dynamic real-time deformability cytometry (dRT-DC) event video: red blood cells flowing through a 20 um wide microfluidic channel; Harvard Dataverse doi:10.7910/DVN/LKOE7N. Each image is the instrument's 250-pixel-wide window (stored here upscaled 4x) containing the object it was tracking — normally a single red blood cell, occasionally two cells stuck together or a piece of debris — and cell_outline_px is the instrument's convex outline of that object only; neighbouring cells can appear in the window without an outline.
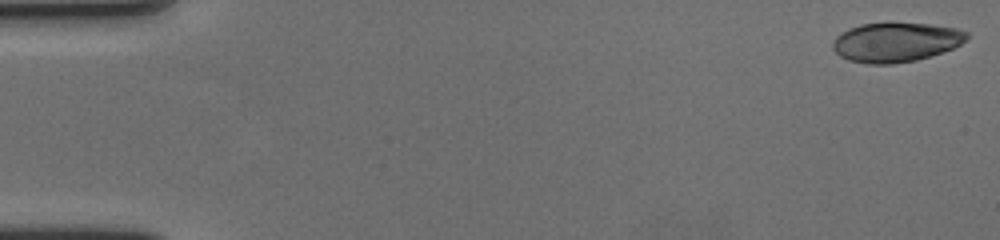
{"species": "human", "species_latin": "Homo sapiens", "temperature_condition": "cold", "stored_images_in_passage": 59, "camera_frame_rate_fps": 3000, "um_per_image_px": 0.085, "donor": {"sex": "female"}, "frame": {"image": 1, "passage_image": 1, "time_ms": 0.0, "image_size_px": [1000, 240], "cell_outline_px": [[968, 36], [960, 44], [952, 48], [916, 60], [892, 64], [868, 64], [848, 60], [840, 56], [832, 48], [832, 44], [836, 36], [840, 32], [848, 28], [860, 24], [888, 20], [928, 24], [956, 28], [968, 32]], "centroid_in_image_um": [76.08, 3.54], "position_along_channel_um": 8.9, "area_um2": 31.39}}
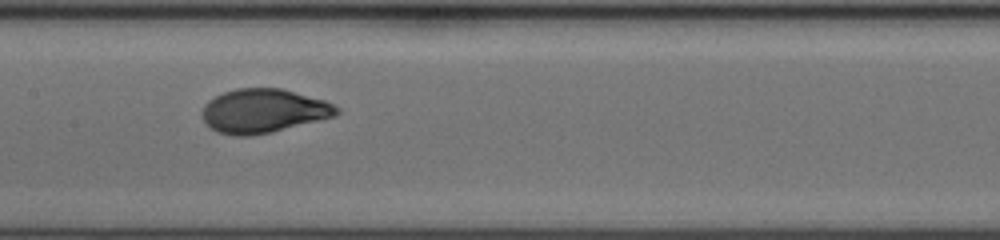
{"frame": {"image": 2, "passage_image": 30, "time_ms": 9.667, "image_size_px": [1000, 240], "cell_outline_px": [[340, 112], [336, 116], [272, 132], [252, 136], [232, 136], [216, 132], [204, 124], [200, 112], [204, 104], [208, 100], [224, 92], [236, 88], [280, 88], [324, 100], [340, 108]], "centroid_in_image_um": [22.34, 9.44], "position_along_channel_um": 185.1, "area_um2": 34.8}}
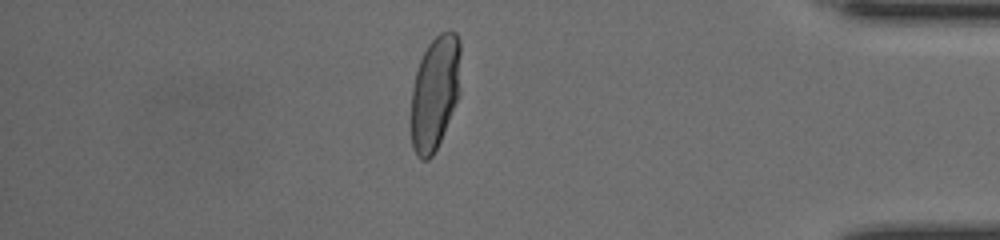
{"frame": {"image": 3, "passage_image": 51, "time_ms": 16.667, "image_size_px": [1000, 240], "cell_outline_px": [[460, 96], [440, 140], [432, 156], [428, 160], [420, 160], [416, 156], [412, 148], [412, 88], [416, 72], [420, 60], [428, 44], [440, 32], [448, 28], [456, 32], [460, 40]], "centroid_in_image_um": [37.0, 7.84], "position_along_channel_um": 398.2, "area_um2": 33.35}, "authors_computed_cell_mechanics": {"area_um2": 33.5818, "velocity_mm_per_s": 3.5423, "shape_relaxation_time_tau1_ms": 4.0219, "shape_relaxation_time_tau2_ms": null, "deformation_change_tau1": 0.1895, "deformation_change_tau2": null}}